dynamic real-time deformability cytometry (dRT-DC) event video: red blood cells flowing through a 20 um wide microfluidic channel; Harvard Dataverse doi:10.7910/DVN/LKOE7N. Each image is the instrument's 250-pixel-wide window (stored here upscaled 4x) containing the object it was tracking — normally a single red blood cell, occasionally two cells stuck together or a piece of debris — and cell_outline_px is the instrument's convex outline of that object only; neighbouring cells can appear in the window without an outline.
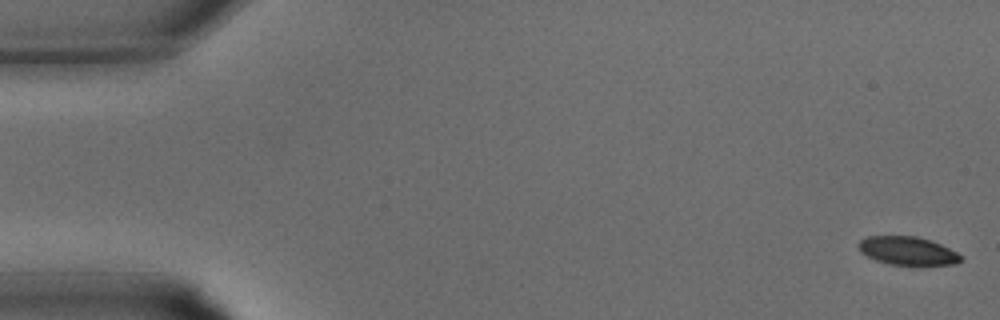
{"species": "common noctule bat (a hibernating species)", "species_latin": "Nyctalus noctula", "temperature_condition": "warm", "stored_images_in_passage": 33, "camera_frame_rate_fps": 3000, "um_per_image_px": 0.085, "animal": {"sex": "male", "body_mass_g": 15.6}, "frame": {"image": 1, "passage_image": 1, "time_ms": 0.0, "image_size_px": [1000, 320], "cell_outline_px": [[964, 256], [956, 264], [888, 264], [876, 260], [860, 252], [856, 244], [860, 240], [868, 236], [916, 236], [932, 240]], "centroid_in_image_um": [77.11, 21.3], "position_along_channel_um": 7.9, "area_um2": 16.76}}
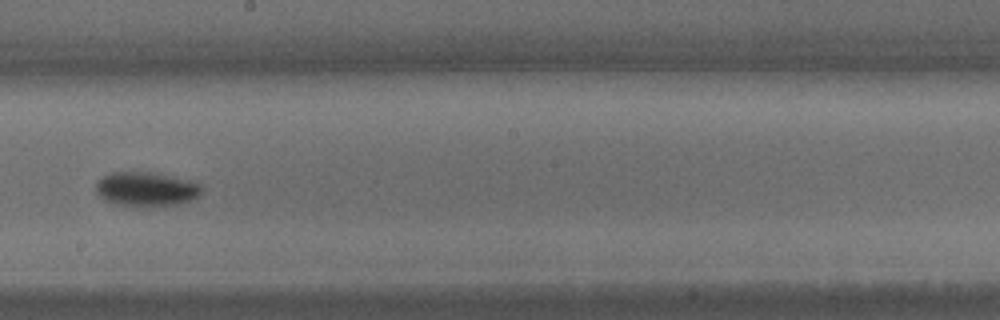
{"frame": {"image": 2, "passage_image": 19, "time_ms": 6.0, "image_size_px": [1000, 320], "cell_outline_px": [[204, 188], [200, 196], [192, 200], [176, 204], [140, 208], [112, 204], [104, 200], [96, 192], [96, 180], [112, 172], [148, 172], [188, 180], [200, 184]], "centroid_in_image_um": [12.41, 16.11], "position_along_channel_um": 235.8, "area_um2": 21.5}}
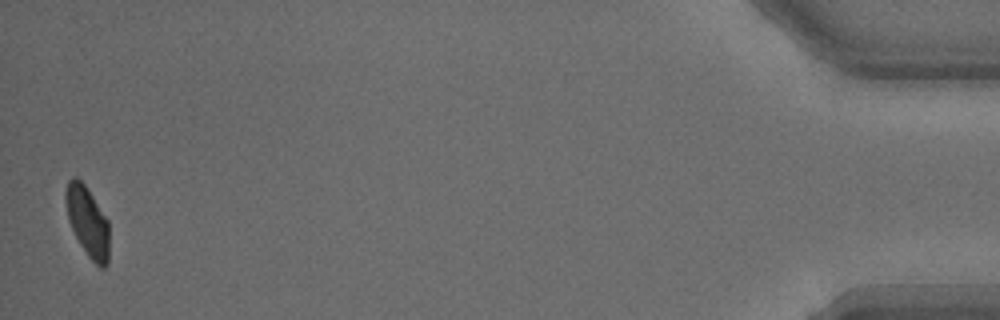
{"frame": {"image": 3, "passage_image": 33, "time_ms": 10.667, "image_size_px": [1000, 320], "cell_outline_px": [[108, 264], [104, 268], [100, 268], [88, 256], [80, 244], [68, 220], [64, 200], [64, 192], [68, 180], [72, 176], [76, 176], [84, 184], [108, 220]], "centroid_in_image_um": [7.41, 18.81], "position_along_channel_um": 427.8, "area_um2": 17.74}}